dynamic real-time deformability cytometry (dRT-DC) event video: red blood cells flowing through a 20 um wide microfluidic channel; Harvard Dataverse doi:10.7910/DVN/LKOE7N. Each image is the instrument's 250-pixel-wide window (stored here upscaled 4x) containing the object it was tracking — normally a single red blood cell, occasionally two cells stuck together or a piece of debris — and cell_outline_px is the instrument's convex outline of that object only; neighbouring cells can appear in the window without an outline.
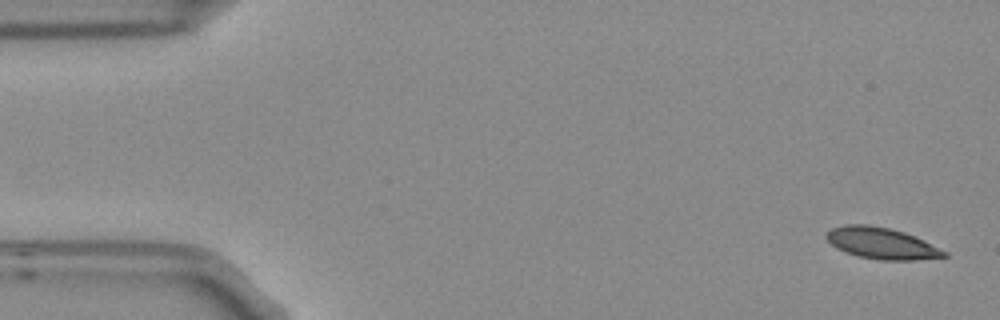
{"species": "Egyptian fruit bat (a non-hibernating species)", "species_latin": "Rousettus aegyptiacus", "temperature_condition": "room temperature", "stored_images_in_passage": 4, "camera_frame_rate_fps": 3000, "um_per_image_px": 0.085, "frame": {"image": 1, "passage_image": 1, "time_ms": 0.0, "image_size_px": [1000, 320], "cell_outline_px": [[948, 256], [916, 260], [880, 260], [860, 256], [844, 252], [836, 248], [824, 236], [832, 228], [844, 224], [868, 224], [888, 228], [904, 232], [924, 240], [948, 252]], "centroid_in_image_um": [74.94, 20.68], "position_along_channel_um": 10.1, "area_um2": 21.5}}
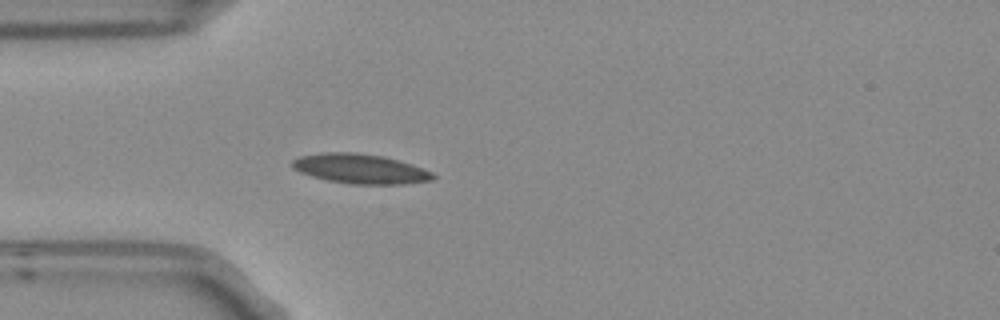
{"frame": {"image": 2, "passage_image": 4, "time_ms": 1.0, "image_size_px": [1000, 320], "cell_outline_px": [[436, 176], [432, 180], [404, 184], [348, 184], [328, 180], [312, 176], [300, 172], [292, 168], [292, 160], [300, 156], [320, 152], [356, 152], [384, 156], [400, 160], [412, 164], [432, 172]], "centroid_in_image_um": [30.62, 14.34], "position_along_channel_um": 54.4, "area_um2": 24.51}}